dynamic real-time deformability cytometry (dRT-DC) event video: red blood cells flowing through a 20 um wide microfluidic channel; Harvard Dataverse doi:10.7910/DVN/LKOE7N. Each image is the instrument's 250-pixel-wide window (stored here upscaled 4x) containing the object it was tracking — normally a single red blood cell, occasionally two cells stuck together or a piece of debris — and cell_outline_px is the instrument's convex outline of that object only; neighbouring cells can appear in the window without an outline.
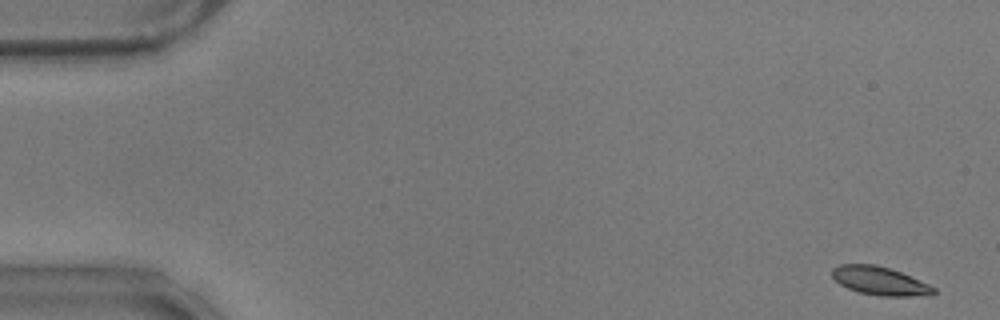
{"species": "common noctule bat (a hibernating species)", "species_latin": "Nyctalus noctula", "temperature_condition": "warm", "stored_images_in_passage": 57, "camera_frame_rate_fps": 3000, "um_per_image_px": 0.085, "animal": {"sex": "male", "body_mass_g": 17.9}, "frame": {"image": 1, "passage_image": 1, "time_ms": 0.0, "image_size_px": [1000, 320], "cell_outline_px": [[936, 292], [932, 296], [880, 296], [860, 292], [848, 288], [840, 284], [832, 276], [832, 268], [840, 264], [876, 264], [900, 272], [928, 284], [936, 288]], "centroid_in_image_um": [74.81, 23.88], "position_along_channel_um": 10.2, "area_um2": 16.76}}
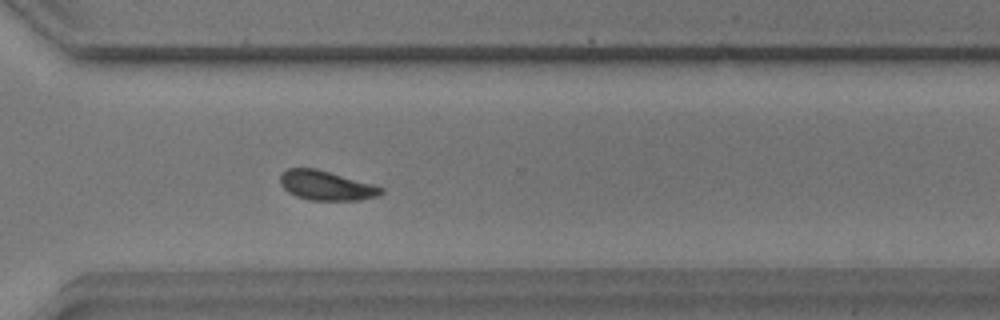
{"frame": {"image": 2, "passage_image": 41, "time_ms": 13.333, "image_size_px": [1000, 320], "cell_outline_px": [[384, 192], [376, 196], [360, 200], [308, 200], [296, 196], [288, 192], [280, 184], [280, 176], [288, 168], [316, 168], [376, 184], [384, 188]], "centroid_in_image_um": [27.76, 15.76], "position_along_channel_um": 342.8, "area_um2": 17.51}}
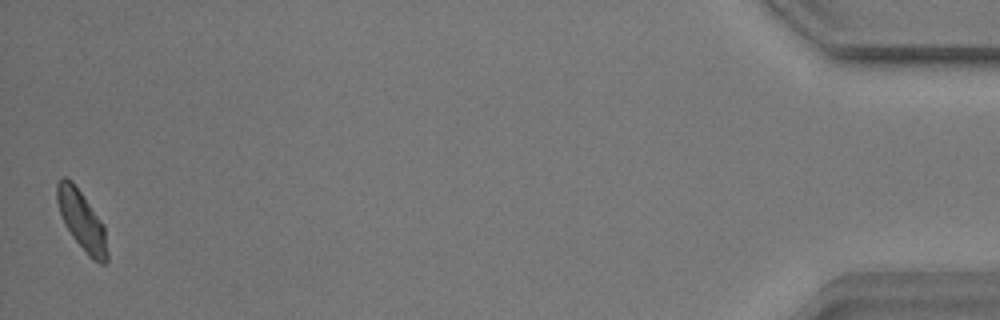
{"frame": {"image": 3, "passage_image": 56, "time_ms": 18.333, "image_size_px": [1000, 320], "cell_outline_px": [[108, 260], [104, 264], [100, 264], [92, 260], [88, 256], [72, 236], [64, 224], [56, 200], [56, 184], [64, 176], [72, 180], [104, 224], [108, 252]], "centroid_in_image_um": [6.96, 18.77], "position_along_channel_um": 428.2, "area_um2": 17.51}}